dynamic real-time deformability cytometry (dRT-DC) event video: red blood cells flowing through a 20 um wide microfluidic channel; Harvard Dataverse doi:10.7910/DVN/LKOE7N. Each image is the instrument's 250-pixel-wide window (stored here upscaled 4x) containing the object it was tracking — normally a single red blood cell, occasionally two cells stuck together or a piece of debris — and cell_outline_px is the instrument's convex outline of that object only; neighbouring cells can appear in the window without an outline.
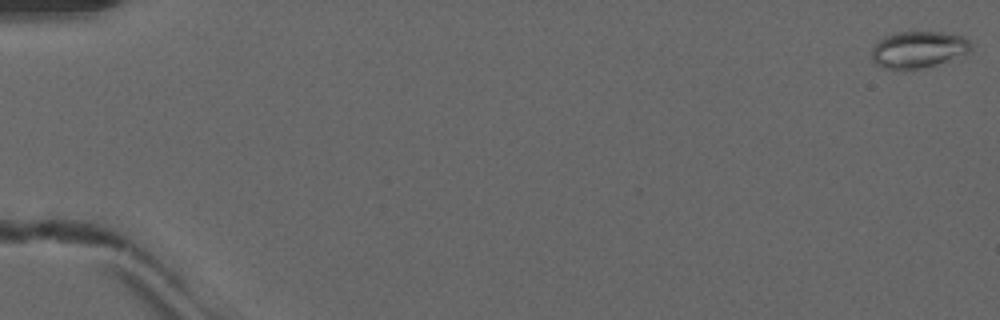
{"species": "common noctule bat (a hibernating species)", "species_latin": "Nyctalus noctula", "temperature_condition": "warm", "stored_images_in_passage": 13, "camera_frame_rate_fps": 3000, "um_per_image_px": 0.085, "animal": {"sex": "male", "forearm_length_mm": 52.5}, "frame": {"image": 1, "passage_image": 1, "time_ms": 0.0, "image_size_px": [1000, 320], "cell_outline_px": [[972, 48], [964, 56], [936, 64], [920, 68], [884, 68], [876, 64], [872, 60], [872, 48], [884, 36], [896, 32], [940, 32], [964, 36], [972, 44]], "centroid_in_image_um": [78.09, 4.19], "position_along_channel_um": 6.9, "area_um2": 21.1}}